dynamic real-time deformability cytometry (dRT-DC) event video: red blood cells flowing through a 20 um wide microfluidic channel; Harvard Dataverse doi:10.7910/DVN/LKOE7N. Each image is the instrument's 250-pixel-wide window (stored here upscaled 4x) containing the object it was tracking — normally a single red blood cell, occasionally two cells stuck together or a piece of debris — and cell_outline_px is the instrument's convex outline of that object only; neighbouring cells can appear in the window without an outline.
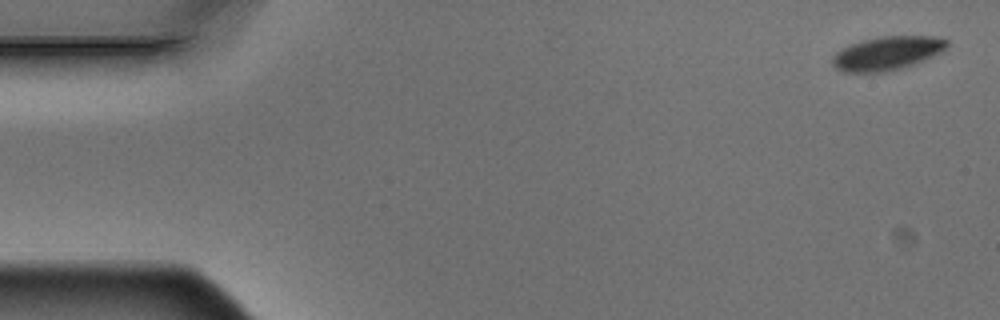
{"species": "Egyptian fruit bat (a non-hibernating species)", "species_latin": "Rousettus aegyptiacus", "temperature_condition": "warm", "stored_images_in_passage": 5, "camera_frame_rate_fps": 3000, "um_per_image_px": 0.085, "animal": {"sex": "male"}, "frame": {"image": 1, "passage_image": 1, "time_ms": 0.0, "image_size_px": [1000, 320], "cell_outline_px": [[948, 44], [944, 52], [924, 60], [900, 68], [884, 72], [844, 72], [836, 68], [832, 64], [832, 56], [840, 48], [864, 40], [884, 36], [932, 36], [948, 40]], "centroid_in_image_um": [75.41, 4.52], "position_along_channel_um": 9.6, "area_um2": 22.43}}
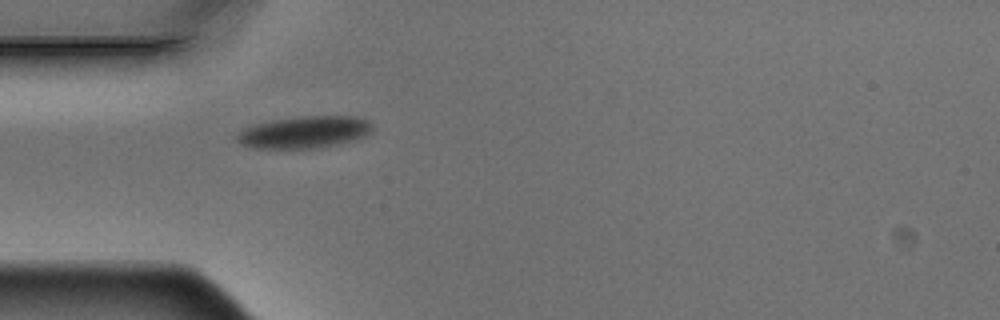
{"frame": {"image": 2, "passage_image": 5, "time_ms": 1.333, "image_size_px": [1000, 320], "cell_outline_px": [[372, 128], [364, 136], [352, 140], [336, 144], [316, 148], [256, 148], [244, 144], [236, 140], [236, 136], [244, 128], [252, 124], [272, 120], [300, 116], [356, 116], [372, 124]], "centroid_in_image_um": [25.84, 11.22], "position_along_channel_um": 59.2, "area_um2": 24.91}}